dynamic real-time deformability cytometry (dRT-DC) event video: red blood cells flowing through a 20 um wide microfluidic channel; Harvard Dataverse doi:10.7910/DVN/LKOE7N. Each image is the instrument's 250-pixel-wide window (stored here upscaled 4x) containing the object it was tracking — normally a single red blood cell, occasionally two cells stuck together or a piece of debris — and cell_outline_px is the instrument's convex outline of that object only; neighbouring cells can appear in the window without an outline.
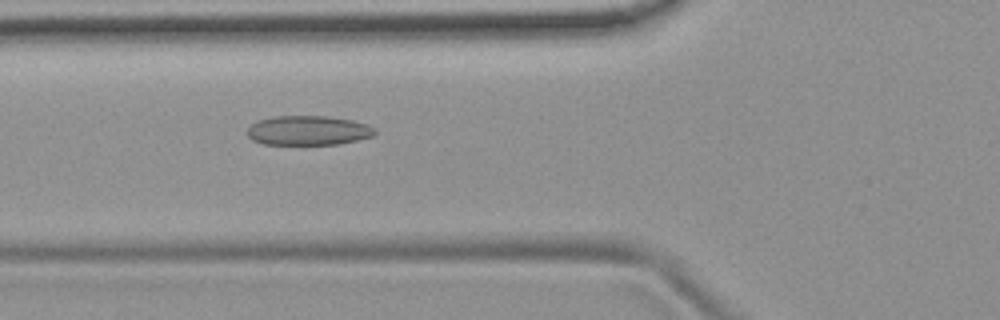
{"species": "common noctule bat (a hibernating species)", "species_latin": "Nyctalus noctula", "temperature_condition": "room temperature", "stored_images_in_passage": 39, "camera_frame_rate_fps": 3000, "um_per_image_px": 0.085, "animal": {"sex": "female", "body_mass_g": 19.9}, "frame": {"image": 1, "passage_image": 8, "time_ms": 2.333, "image_size_px": [1000, 320], "cell_outline_px": [[376, 132], [372, 136], [356, 140], [336, 144], [260, 144], [252, 140], [248, 136], [248, 128], [252, 124], [260, 120], [272, 116], [328, 116], [352, 120], [368, 124], [376, 128]], "centroid_in_image_um": [26.2, 11.08], "position_along_channel_um": 99.6, "area_um2": 21.91}}
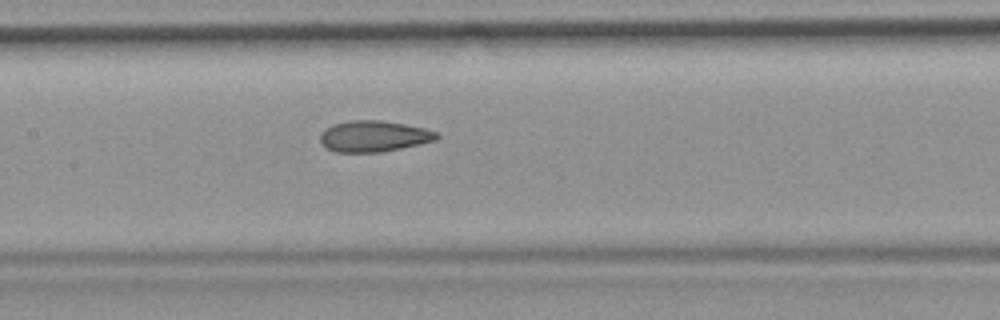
{"frame": {"image": 2, "passage_image": 14, "time_ms": 4.333, "image_size_px": [1000, 320], "cell_outline_px": [[440, 136], [436, 140], [400, 148], [380, 152], [336, 152], [328, 148], [320, 140], [320, 136], [324, 128], [332, 124], [348, 120], [380, 120], [404, 124], [424, 128], [436, 132]], "centroid_in_image_um": [31.75, 11.57], "position_along_channel_um": 175.6, "area_um2": 20.98}}
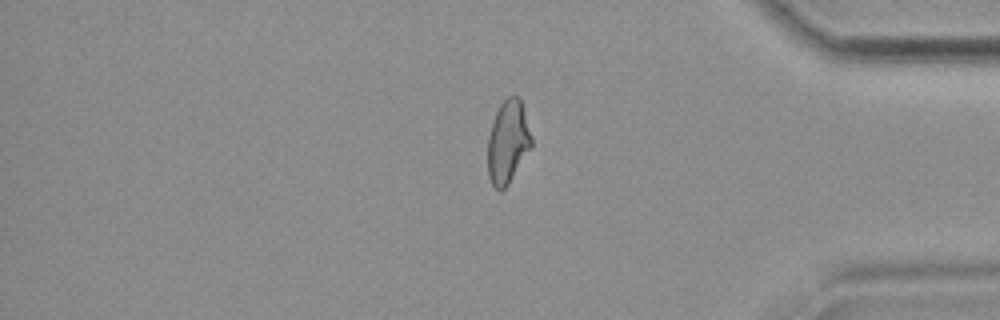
{"frame": {"image": 3, "passage_image": 33, "time_ms": 10.667, "image_size_px": [1000, 320], "cell_outline_px": [[532, 144], [508, 184], [500, 192], [492, 184], [488, 176], [488, 136], [496, 112], [500, 104], [508, 96], [516, 96], [520, 100], [532, 136]], "centroid_in_image_um": [43.15, 12.07], "position_along_channel_um": 392.1, "area_um2": 20.69}}